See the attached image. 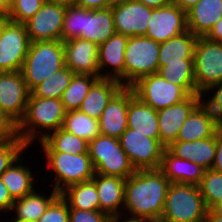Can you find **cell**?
<instances>
[{
  "label": "cell",
  "mask_w": 222,
  "mask_h": 222,
  "mask_svg": "<svg viewBox=\"0 0 222 222\" xmlns=\"http://www.w3.org/2000/svg\"><path fill=\"white\" fill-rule=\"evenodd\" d=\"M170 184L160 169L135 171L125 181L123 210H128V216L122 219L159 222Z\"/></svg>",
  "instance_id": "cell-1"
},
{
  "label": "cell",
  "mask_w": 222,
  "mask_h": 222,
  "mask_svg": "<svg viewBox=\"0 0 222 222\" xmlns=\"http://www.w3.org/2000/svg\"><path fill=\"white\" fill-rule=\"evenodd\" d=\"M66 112L61 99L35 97L30 92L24 116L17 124V135L30 147L35 140H43L61 128Z\"/></svg>",
  "instance_id": "cell-2"
},
{
  "label": "cell",
  "mask_w": 222,
  "mask_h": 222,
  "mask_svg": "<svg viewBox=\"0 0 222 222\" xmlns=\"http://www.w3.org/2000/svg\"><path fill=\"white\" fill-rule=\"evenodd\" d=\"M116 33L111 8L86 9L74 4L66 6L61 41L81 38L96 43H105Z\"/></svg>",
  "instance_id": "cell-3"
},
{
  "label": "cell",
  "mask_w": 222,
  "mask_h": 222,
  "mask_svg": "<svg viewBox=\"0 0 222 222\" xmlns=\"http://www.w3.org/2000/svg\"><path fill=\"white\" fill-rule=\"evenodd\" d=\"M65 67L64 46L60 40L30 42L21 69L31 92L43 80Z\"/></svg>",
  "instance_id": "cell-4"
},
{
  "label": "cell",
  "mask_w": 222,
  "mask_h": 222,
  "mask_svg": "<svg viewBox=\"0 0 222 222\" xmlns=\"http://www.w3.org/2000/svg\"><path fill=\"white\" fill-rule=\"evenodd\" d=\"M207 211L198 185L171 183L159 222H206Z\"/></svg>",
  "instance_id": "cell-5"
},
{
  "label": "cell",
  "mask_w": 222,
  "mask_h": 222,
  "mask_svg": "<svg viewBox=\"0 0 222 222\" xmlns=\"http://www.w3.org/2000/svg\"><path fill=\"white\" fill-rule=\"evenodd\" d=\"M88 154L96 174L127 179L136 171L117 138L99 134L89 142Z\"/></svg>",
  "instance_id": "cell-6"
},
{
  "label": "cell",
  "mask_w": 222,
  "mask_h": 222,
  "mask_svg": "<svg viewBox=\"0 0 222 222\" xmlns=\"http://www.w3.org/2000/svg\"><path fill=\"white\" fill-rule=\"evenodd\" d=\"M160 43L146 36H130L125 49L124 87L159 69Z\"/></svg>",
  "instance_id": "cell-7"
},
{
  "label": "cell",
  "mask_w": 222,
  "mask_h": 222,
  "mask_svg": "<svg viewBox=\"0 0 222 222\" xmlns=\"http://www.w3.org/2000/svg\"><path fill=\"white\" fill-rule=\"evenodd\" d=\"M47 166L53 172L54 189L63 191L66 187L92 180L95 169L88 153L73 155L64 152H44Z\"/></svg>",
  "instance_id": "cell-8"
},
{
  "label": "cell",
  "mask_w": 222,
  "mask_h": 222,
  "mask_svg": "<svg viewBox=\"0 0 222 222\" xmlns=\"http://www.w3.org/2000/svg\"><path fill=\"white\" fill-rule=\"evenodd\" d=\"M193 63L196 91L203 94L210 86L222 82V43L198 37Z\"/></svg>",
  "instance_id": "cell-9"
},
{
  "label": "cell",
  "mask_w": 222,
  "mask_h": 222,
  "mask_svg": "<svg viewBox=\"0 0 222 222\" xmlns=\"http://www.w3.org/2000/svg\"><path fill=\"white\" fill-rule=\"evenodd\" d=\"M131 88L135 96L156 111L178 104L190 96L181 86L168 82L158 73L140 78Z\"/></svg>",
  "instance_id": "cell-10"
},
{
  "label": "cell",
  "mask_w": 222,
  "mask_h": 222,
  "mask_svg": "<svg viewBox=\"0 0 222 222\" xmlns=\"http://www.w3.org/2000/svg\"><path fill=\"white\" fill-rule=\"evenodd\" d=\"M119 141L136 171L160 168L162 154L165 150L160 139L149 138L127 128Z\"/></svg>",
  "instance_id": "cell-11"
},
{
  "label": "cell",
  "mask_w": 222,
  "mask_h": 222,
  "mask_svg": "<svg viewBox=\"0 0 222 222\" xmlns=\"http://www.w3.org/2000/svg\"><path fill=\"white\" fill-rule=\"evenodd\" d=\"M29 45L25 24L10 20L0 37V72L21 71Z\"/></svg>",
  "instance_id": "cell-12"
},
{
  "label": "cell",
  "mask_w": 222,
  "mask_h": 222,
  "mask_svg": "<svg viewBox=\"0 0 222 222\" xmlns=\"http://www.w3.org/2000/svg\"><path fill=\"white\" fill-rule=\"evenodd\" d=\"M66 4L46 1L25 24L30 42L60 40Z\"/></svg>",
  "instance_id": "cell-13"
},
{
  "label": "cell",
  "mask_w": 222,
  "mask_h": 222,
  "mask_svg": "<svg viewBox=\"0 0 222 222\" xmlns=\"http://www.w3.org/2000/svg\"><path fill=\"white\" fill-rule=\"evenodd\" d=\"M29 95L21 71L0 72V110L16 124L24 116Z\"/></svg>",
  "instance_id": "cell-14"
},
{
  "label": "cell",
  "mask_w": 222,
  "mask_h": 222,
  "mask_svg": "<svg viewBox=\"0 0 222 222\" xmlns=\"http://www.w3.org/2000/svg\"><path fill=\"white\" fill-rule=\"evenodd\" d=\"M186 31H188L186 12L171 1L165 6L152 9L145 36L161 43Z\"/></svg>",
  "instance_id": "cell-15"
},
{
  "label": "cell",
  "mask_w": 222,
  "mask_h": 222,
  "mask_svg": "<svg viewBox=\"0 0 222 222\" xmlns=\"http://www.w3.org/2000/svg\"><path fill=\"white\" fill-rule=\"evenodd\" d=\"M202 94L195 93L182 102L157 111L160 143L168 148L176 141L178 132L191 112L202 102Z\"/></svg>",
  "instance_id": "cell-16"
},
{
  "label": "cell",
  "mask_w": 222,
  "mask_h": 222,
  "mask_svg": "<svg viewBox=\"0 0 222 222\" xmlns=\"http://www.w3.org/2000/svg\"><path fill=\"white\" fill-rule=\"evenodd\" d=\"M115 31L130 36H145L150 24L152 8L136 1L111 7Z\"/></svg>",
  "instance_id": "cell-17"
},
{
  "label": "cell",
  "mask_w": 222,
  "mask_h": 222,
  "mask_svg": "<svg viewBox=\"0 0 222 222\" xmlns=\"http://www.w3.org/2000/svg\"><path fill=\"white\" fill-rule=\"evenodd\" d=\"M65 67L74 74H90L100 78L99 46L88 40L73 38L63 42Z\"/></svg>",
  "instance_id": "cell-18"
},
{
  "label": "cell",
  "mask_w": 222,
  "mask_h": 222,
  "mask_svg": "<svg viewBox=\"0 0 222 222\" xmlns=\"http://www.w3.org/2000/svg\"><path fill=\"white\" fill-rule=\"evenodd\" d=\"M128 39L129 37L126 35L115 33L105 43L99 45L98 65L100 78L115 79L124 86V54ZM107 68L111 72L104 70Z\"/></svg>",
  "instance_id": "cell-19"
},
{
  "label": "cell",
  "mask_w": 222,
  "mask_h": 222,
  "mask_svg": "<svg viewBox=\"0 0 222 222\" xmlns=\"http://www.w3.org/2000/svg\"><path fill=\"white\" fill-rule=\"evenodd\" d=\"M97 188L99 211L113 219H122L124 207L125 181L118 176L96 174L92 178Z\"/></svg>",
  "instance_id": "cell-20"
},
{
  "label": "cell",
  "mask_w": 222,
  "mask_h": 222,
  "mask_svg": "<svg viewBox=\"0 0 222 222\" xmlns=\"http://www.w3.org/2000/svg\"><path fill=\"white\" fill-rule=\"evenodd\" d=\"M221 129V122L201 102L187 117L176 141H196L214 136Z\"/></svg>",
  "instance_id": "cell-21"
},
{
  "label": "cell",
  "mask_w": 222,
  "mask_h": 222,
  "mask_svg": "<svg viewBox=\"0 0 222 222\" xmlns=\"http://www.w3.org/2000/svg\"><path fill=\"white\" fill-rule=\"evenodd\" d=\"M129 87H123L108 103L100 119V134L119 139L127 127Z\"/></svg>",
  "instance_id": "cell-22"
},
{
  "label": "cell",
  "mask_w": 222,
  "mask_h": 222,
  "mask_svg": "<svg viewBox=\"0 0 222 222\" xmlns=\"http://www.w3.org/2000/svg\"><path fill=\"white\" fill-rule=\"evenodd\" d=\"M127 127L149 138L159 139L157 111L135 96L131 87H129Z\"/></svg>",
  "instance_id": "cell-23"
},
{
  "label": "cell",
  "mask_w": 222,
  "mask_h": 222,
  "mask_svg": "<svg viewBox=\"0 0 222 222\" xmlns=\"http://www.w3.org/2000/svg\"><path fill=\"white\" fill-rule=\"evenodd\" d=\"M171 183L199 185L206 171L187 159L178 158L167 148L163 151L159 168Z\"/></svg>",
  "instance_id": "cell-24"
},
{
  "label": "cell",
  "mask_w": 222,
  "mask_h": 222,
  "mask_svg": "<svg viewBox=\"0 0 222 222\" xmlns=\"http://www.w3.org/2000/svg\"><path fill=\"white\" fill-rule=\"evenodd\" d=\"M167 149L176 157L192 161L208 170L212 168L216 155V134L196 141H175Z\"/></svg>",
  "instance_id": "cell-25"
},
{
  "label": "cell",
  "mask_w": 222,
  "mask_h": 222,
  "mask_svg": "<svg viewBox=\"0 0 222 222\" xmlns=\"http://www.w3.org/2000/svg\"><path fill=\"white\" fill-rule=\"evenodd\" d=\"M188 30L197 37H205L222 18V0H199L186 11Z\"/></svg>",
  "instance_id": "cell-26"
},
{
  "label": "cell",
  "mask_w": 222,
  "mask_h": 222,
  "mask_svg": "<svg viewBox=\"0 0 222 222\" xmlns=\"http://www.w3.org/2000/svg\"><path fill=\"white\" fill-rule=\"evenodd\" d=\"M123 87L118 80L99 78L89 89L79 110L99 120L108 103Z\"/></svg>",
  "instance_id": "cell-27"
},
{
  "label": "cell",
  "mask_w": 222,
  "mask_h": 222,
  "mask_svg": "<svg viewBox=\"0 0 222 222\" xmlns=\"http://www.w3.org/2000/svg\"><path fill=\"white\" fill-rule=\"evenodd\" d=\"M23 159L25 158L21 154L0 176L14 200L23 198L35 190V175H32L29 166L22 164Z\"/></svg>",
  "instance_id": "cell-28"
},
{
  "label": "cell",
  "mask_w": 222,
  "mask_h": 222,
  "mask_svg": "<svg viewBox=\"0 0 222 222\" xmlns=\"http://www.w3.org/2000/svg\"><path fill=\"white\" fill-rule=\"evenodd\" d=\"M198 37L189 30L160 43L159 68L166 62L193 61L194 47Z\"/></svg>",
  "instance_id": "cell-29"
},
{
  "label": "cell",
  "mask_w": 222,
  "mask_h": 222,
  "mask_svg": "<svg viewBox=\"0 0 222 222\" xmlns=\"http://www.w3.org/2000/svg\"><path fill=\"white\" fill-rule=\"evenodd\" d=\"M41 194L42 193H37V191L34 190L23 198L16 199L11 209L12 213H16L14 218L27 222H37L49 205L60 195V193L54 189L48 197Z\"/></svg>",
  "instance_id": "cell-30"
},
{
  "label": "cell",
  "mask_w": 222,
  "mask_h": 222,
  "mask_svg": "<svg viewBox=\"0 0 222 222\" xmlns=\"http://www.w3.org/2000/svg\"><path fill=\"white\" fill-rule=\"evenodd\" d=\"M69 209L99 211V198L95 183L90 180L72 184L60 192Z\"/></svg>",
  "instance_id": "cell-31"
},
{
  "label": "cell",
  "mask_w": 222,
  "mask_h": 222,
  "mask_svg": "<svg viewBox=\"0 0 222 222\" xmlns=\"http://www.w3.org/2000/svg\"><path fill=\"white\" fill-rule=\"evenodd\" d=\"M43 152H64L73 155L88 153V142L62 128L50 132L39 141Z\"/></svg>",
  "instance_id": "cell-32"
},
{
  "label": "cell",
  "mask_w": 222,
  "mask_h": 222,
  "mask_svg": "<svg viewBox=\"0 0 222 222\" xmlns=\"http://www.w3.org/2000/svg\"><path fill=\"white\" fill-rule=\"evenodd\" d=\"M168 82L181 86L189 95L196 91L193 61L166 62L157 72Z\"/></svg>",
  "instance_id": "cell-33"
},
{
  "label": "cell",
  "mask_w": 222,
  "mask_h": 222,
  "mask_svg": "<svg viewBox=\"0 0 222 222\" xmlns=\"http://www.w3.org/2000/svg\"><path fill=\"white\" fill-rule=\"evenodd\" d=\"M61 128L88 143L100 134L99 120L91 118L79 109L66 112Z\"/></svg>",
  "instance_id": "cell-34"
},
{
  "label": "cell",
  "mask_w": 222,
  "mask_h": 222,
  "mask_svg": "<svg viewBox=\"0 0 222 222\" xmlns=\"http://www.w3.org/2000/svg\"><path fill=\"white\" fill-rule=\"evenodd\" d=\"M98 79L99 77L90 74H74L61 97L65 110H78L89 89Z\"/></svg>",
  "instance_id": "cell-35"
},
{
  "label": "cell",
  "mask_w": 222,
  "mask_h": 222,
  "mask_svg": "<svg viewBox=\"0 0 222 222\" xmlns=\"http://www.w3.org/2000/svg\"><path fill=\"white\" fill-rule=\"evenodd\" d=\"M73 76L74 73L68 67H64L43 80L31 93L35 97L61 99Z\"/></svg>",
  "instance_id": "cell-36"
},
{
  "label": "cell",
  "mask_w": 222,
  "mask_h": 222,
  "mask_svg": "<svg viewBox=\"0 0 222 222\" xmlns=\"http://www.w3.org/2000/svg\"><path fill=\"white\" fill-rule=\"evenodd\" d=\"M198 186L208 210L222 202V173L206 170Z\"/></svg>",
  "instance_id": "cell-37"
},
{
  "label": "cell",
  "mask_w": 222,
  "mask_h": 222,
  "mask_svg": "<svg viewBox=\"0 0 222 222\" xmlns=\"http://www.w3.org/2000/svg\"><path fill=\"white\" fill-rule=\"evenodd\" d=\"M45 2L46 0H13L7 14L13 22L26 23Z\"/></svg>",
  "instance_id": "cell-38"
},
{
  "label": "cell",
  "mask_w": 222,
  "mask_h": 222,
  "mask_svg": "<svg viewBox=\"0 0 222 222\" xmlns=\"http://www.w3.org/2000/svg\"><path fill=\"white\" fill-rule=\"evenodd\" d=\"M27 148L22 140L0 142V176Z\"/></svg>",
  "instance_id": "cell-39"
},
{
  "label": "cell",
  "mask_w": 222,
  "mask_h": 222,
  "mask_svg": "<svg viewBox=\"0 0 222 222\" xmlns=\"http://www.w3.org/2000/svg\"><path fill=\"white\" fill-rule=\"evenodd\" d=\"M37 222H69V206L59 195Z\"/></svg>",
  "instance_id": "cell-40"
},
{
  "label": "cell",
  "mask_w": 222,
  "mask_h": 222,
  "mask_svg": "<svg viewBox=\"0 0 222 222\" xmlns=\"http://www.w3.org/2000/svg\"><path fill=\"white\" fill-rule=\"evenodd\" d=\"M212 92V97H208L206 94ZM206 93V94H205ZM205 94V95H204ZM204 96L208 97V100ZM202 103L208 108V110L220 121L222 122V82L210 86L202 94Z\"/></svg>",
  "instance_id": "cell-41"
},
{
  "label": "cell",
  "mask_w": 222,
  "mask_h": 222,
  "mask_svg": "<svg viewBox=\"0 0 222 222\" xmlns=\"http://www.w3.org/2000/svg\"><path fill=\"white\" fill-rule=\"evenodd\" d=\"M114 219L101 211L69 209V222H113Z\"/></svg>",
  "instance_id": "cell-42"
},
{
  "label": "cell",
  "mask_w": 222,
  "mask_h": 222,
  "mask_svg": "<svg viewBox=\"0 0 222 222\" xmlns=\"http://www.w3.org/2000/svg\"><path fill=\"white\" fill-rule=\"evenodd\" d=\"M21 140L17 135V124L0 110V142Z\"/></svg>",
  "instance_id": "cell-43"
},
{
  "label": "cell",
  "mask_w": 222,
  "mask_h": 222,
  "mask_svg": "<svg viewBox=\"0 0 222 222\" xmlns=\"http://www.w3.org/2000/svg\"><path fill=\"white\" fill-rule=\"evenodd\" d=\"M14 199L11 197L9 190L6 188L5 184L0 178V212L10 213Z\"/></svg>",
  "instance_id": "cell-44"
},
{
  "label": "cell",
  "mask_w": 222,
  "mask_h": 222,
  "mask_svg": "<svg viewBox=\"0 0 222 222\" xmlns=\"http://www.w3.org/2000/svg\"><path fill=\"white\" fill-rule=\"evenodd\" d=\"M211 169L222 173V129L216 133V155Z\"/></svg>",
  "instance_id": "cell-45"
},
{
  "label": "cell",
  "mask_w": 222,
  "mask_h": 222,
  "mask_svg": "<svg viewBox=\"0 0 222 222\" xmlns=\"http://www.w3.org/2000/svg\"><path fill=\"white\" fill-rule=\"evenodd\" d=\"M73 4L91 10L107 8V0H74Z\"/></svg>",
  "instance_id": "cell-46"
},
{
  "label": "cell",
  "mask_w": 222,
  "mask_h": 222,
  "mask_svg": "<svg viewBox=\"0 0 222 222\" xmlns=\"http://www.w3.org/2000/svg\"><path fill=\"white\" fill-rule=\"evenodd\" d=\"M205 37L211 41L222 43V18L211 28Z\"/></svg>",
  "instance_id": "cell-47"
},
{
  "label": "cell",
  "mask_w": 222,
  "mask_h": 222,
  "mask_svg": "<svg viewBox=\"0 0 222 222\" xmlns=\"http://www.w3.org/2000/svg\"><path fill=\"white\" fill-rule=\"evenodd\" d=\"M149 8H159L169 4L172 0H136Z\"/></svg>",
  "instance_id": "cell-48"
},
{
  "label": "cell",
  "mask_w": 222,
  "mask_h": 222,
  "mask_svg": "<svg viewBox=\"0 0 222 222\" xmlns=\"http://www.w3.org/2000/svg\"><path fill=\"white\" fill-rule=\"evenodd\" d=\"M172 1L186 12L192 6L196 5L199 0H172Z\"/></svg>",
  "instance_id": "cell-49"
},
{
  "label": "cell",
  "mask_w": 222,
  "mask_h": 222,
  "mask_svg": "<svg viewBox=\"0 0 222 222\" xmlns=\"http://www.w3.org/2000/svg\"><path fill=\"white\" fill-rule=\"evenodd\" d=\"M207 216H222V202L207 211Z\"/></svg>",
  "instance_id": "cell-50"
},
{
  "label": "cell",
  "mask_w": 222,
  "mask_h": 222,
  "mask_svg": "<svg viewBox=\"0 0 222 222\" xmlns=\"http://www.w3.org/2000/svg\"><path fill=\"white\" fill-rule=\"evenodd\" d=\"M10 21V18L7 14V12L1 13L0 14V37L2 35V32L7 25V23Z\"/></svg>",
  "instance_id": "cell-51"
},
{
  "label": "cell",
  "mask_w": 222,
  "mask_h": 222,
  "mask_svg": "<svg viewBox=\"0 0 222 222\" xmlns=\"http://www.w3.org/2000/svg\"><path fill=\"white\" fill-rule=\"evenodd\" d=\"M13 0H0V8L4 12H8L11 5H12Z\"/></svg>",
  "instance_id": "cell-52"
},
{
  "label": "cell",
  "mask_w": 222,
  "mask_h": 222,
  "mask_svg": "<svg viewBox=\"0 0 222 222\" xmlns=\"http://www.w3.org/2000/svg\"><path fill=\"white\" fill-rule=\"evenodd\" d=\"M129 0H107V8L126 3Z\"/></svg>",
  "instance_id": "cell-53"
},
{
  "label": "cell",
  "mask_w": 222,
  "mask_h": 222,
  "mask_svg": "<svg viewBox=\"0 0 222 222\" xmlns=\"http://www.w3.org/2000/svg\"><path fill=\"white\" fill-rule=\"evenodd\" d=\"M206 222H222V216H207Z\"/></svg>",
  "instance_id": "cell-54"
},
{
  "label": "cell",
  "mask_w": 222,
  "mask_h": 222,
  "mask_svg": "<svg viewBox=\"0 0 222 222\" xmlns=\"http://www.w3.org/2000/svg\"><path fill=\"white\" fill-rule=\"evenodd\" d=\"M48 2H56V3H63L66 5H71L74 3V0H46Z\"/></svg>",
  "instance_id": "cell-55"
},
{
  "label": "cell",
  "mask_w": 222,
  "mask_h": 222,
  "mask_svg": "<svg viewBox=\"0 0 222 222\" xmlns=\"http://www.w3.org/2000/svg\"><path fill=\"white\" fill-rule=\"evenodd\" d=\"M113 222H139V221H127V220H121V219H114Z\"/></svg>",
  "instance_id": "cell-56"
},
{
  "label": "cell",
  "mask_w": 222,
  "mask_h": 222,
  "mask_svg": "<svg viewBox=\"0 0 222 222\" xmlns=\"http://www.w3.org/2000/svg\"><path fill=\"white\" fill-rule=\"evenodd\" d=\"M9 221H11V222H27V221H25V220L16 219V218H13V221H12V218H11V220H9Z\"/></svg>",
  "instance_id": "cell-57"
}]
</instances>
